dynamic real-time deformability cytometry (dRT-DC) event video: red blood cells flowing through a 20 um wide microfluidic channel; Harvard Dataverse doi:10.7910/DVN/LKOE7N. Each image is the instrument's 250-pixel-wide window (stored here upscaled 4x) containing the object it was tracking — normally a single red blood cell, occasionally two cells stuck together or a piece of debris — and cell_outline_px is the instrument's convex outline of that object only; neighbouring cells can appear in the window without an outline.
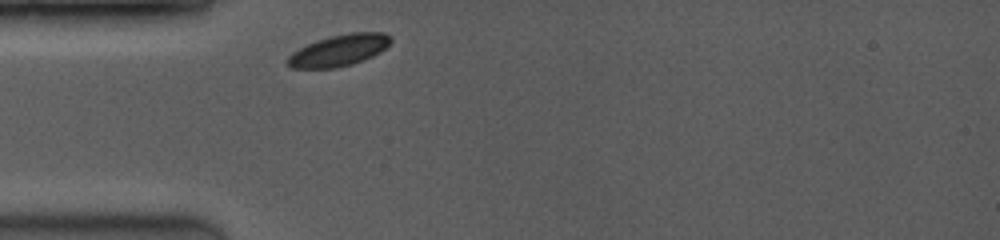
{"species": "common noctule bat (a hibernating species)", "species_latin": "Nyctalus noctula", "temperature_condition": "room temperature", "stored_images_in_passage": 6, "camera_frame_rate_fps": 3500, "um_per_image_px": 0.085, "animal": {"sex": "female", "body_mass_g": 19.0, "forearm_length_mm": 53.3}, "frame": {"image": 1, "passage_image": 1, "time_ms": 0.0, "image_size_px": [1000, 240], "cell_outline_px": [[392, 40], [380, 52], [372, 56], [352, 64], [336, 68], [292, 68], [284, 64], [284, 60], [292, 52], [316, 40], [328, 36], [352, 32], [384, 32], [392, 36]], "centroid_in_image_um": [28.78, 4.28], "position_along_channel_um": 56.2, "area_um2": 19.07}}